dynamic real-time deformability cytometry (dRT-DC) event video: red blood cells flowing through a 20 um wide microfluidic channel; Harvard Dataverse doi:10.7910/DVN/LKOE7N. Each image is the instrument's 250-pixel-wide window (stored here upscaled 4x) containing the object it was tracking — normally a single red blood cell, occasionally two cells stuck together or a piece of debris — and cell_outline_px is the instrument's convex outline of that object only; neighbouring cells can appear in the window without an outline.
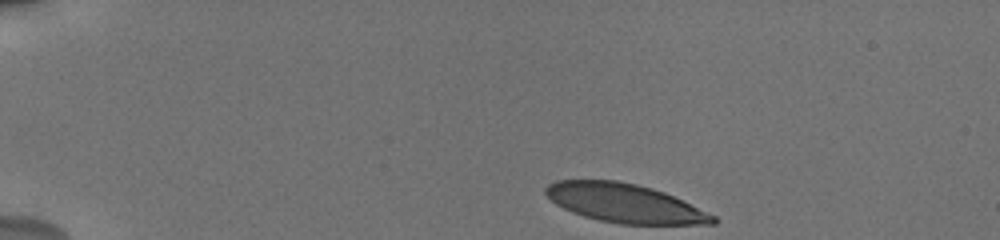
{"species": "human", "species_latin": "Homo sapiens", "temperature_condition": "cold", "stored_images_in_passage": 40, "camera_frame_rate_fps": 3000, "um_per_image_px": 0.085, "donor": {"sex": "male"}, "frame": {"image": 1, "passage_image": 1, "time_ms": 0.0, "image_size_px": [1000, 240], "cell_outline_px": [[720, 220], [716, 224], [620, 224], [600, 220], [584, 216], [572, 212], [556, 204], [544, 192], [544, 188], [548, 184], [556, 180], [616, 180], [636, 184], [652, 188], [664, 192], [716, 216]], "centroid_in_image_um": [53.11, 17.27], "position_along_channel_um": 31.9, "area_um2": 37.69}}
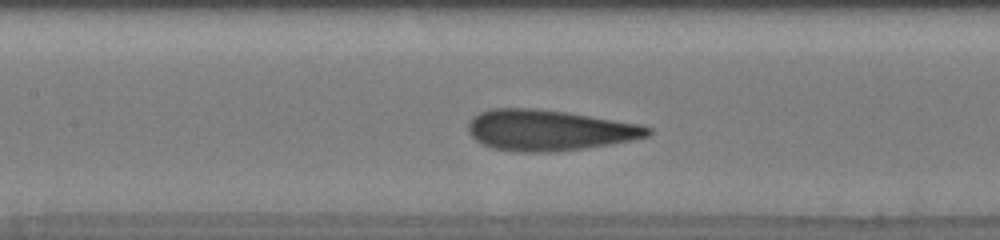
{"frame": {"image": 2, "passage_image": 19, "time_ms": 5.667, "image_size_px": [1000, 240], "cell_outline_px": [[652, 136], [632, 140], [584, 148], [556, 152], [520, 152], [492, 148], [476, 140], [468, 132], [468, 124], [472, 116], [480, 112], [492, 108], [536, 108], [564, 112], [640, 124], [652, 128]], "centroid_in_image_um": [46.66, 11.07], "position_along_channel_um": 160.7, "area_um2": 42.71}}
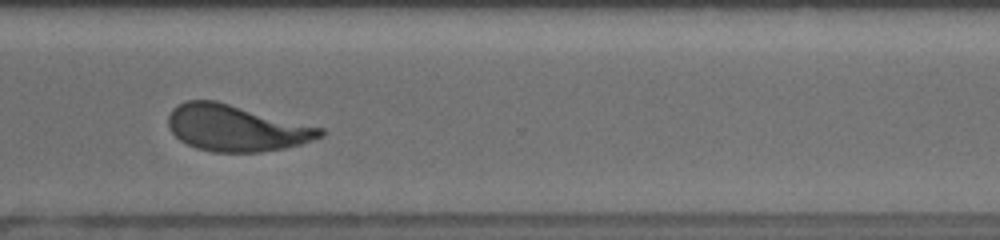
{"frame": {"image": 3, "passage_image": 35, "time_ms": 10.667, "image_size_px": [1000, 240], "cell_outline_px": [[324, 136], [300, 144], [284, 148], [260, 152], [212, 152], [196, 148], [180, 140], [172, 132], [168, 124], [168, 116], [172, 108], [176, 104], [188, 100], [216, 100], [324, 128]], "centroid_in_image_um": [20.07, 10.87], "position_along_channel_um": 350.5, "area_um2": 41.1}, "authors_computed_cell_mechanics": {"area_um2": 41.2981, "velocity_mm_per_s": 3.8061, "shape_relaxation_time_tau1_ms": 3.9718, "shape_relaxation_time_tau2_ms": 1.0609, "deformation_change_tau1": 0.1721, "deformation_change_tau2": 0.085}}